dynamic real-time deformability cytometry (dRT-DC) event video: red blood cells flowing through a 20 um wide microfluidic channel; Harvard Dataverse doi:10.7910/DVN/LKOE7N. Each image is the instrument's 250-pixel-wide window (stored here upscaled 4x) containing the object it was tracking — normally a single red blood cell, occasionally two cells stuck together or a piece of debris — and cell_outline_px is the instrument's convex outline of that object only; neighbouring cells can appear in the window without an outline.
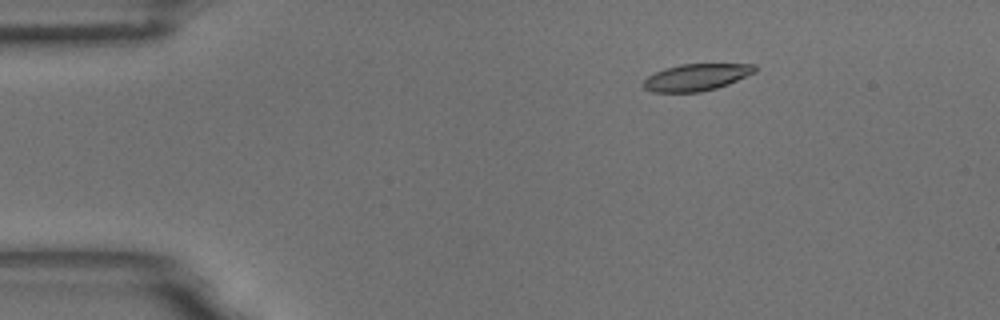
{"species": "common noctule bat (a hibernating species)", "species_latin": "Nyctalus noctula", "temperature_condition": "room temperature", "stored_images_in_passage": 15, "camera_frame_rate_fps": 3000, "um_per_image_px": 0.085, "animal": {"sex": "male", "body_mass_g": 18.8}, "frame": {"image": 1, "passage_image": 3, "time_ms": 0.667, "image_size_px": [1000, 320], "cell_outline_px": [[756, 72], [728, 84], [716, 88], [700, 92], [652, 92], [644, 88], [640, 84], [648, 76], [664, 68], [680, 64], [756, 64]], "centroid_in_image_um": [59.17, 6.57], "position_along_channel_um": 25.8, "area_um2": 17.51}}
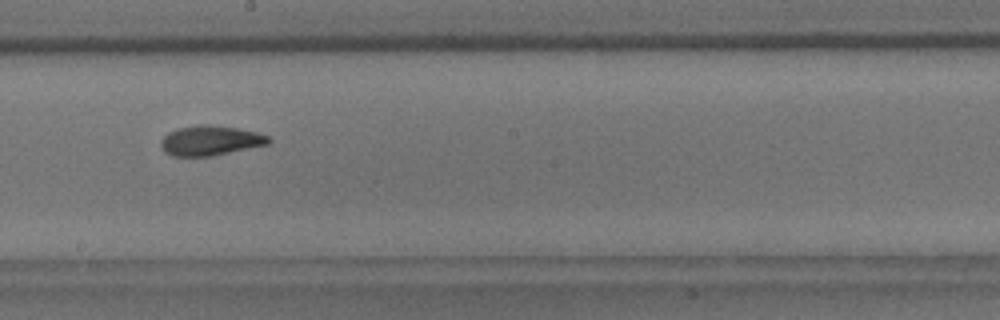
{"frame": {"image": 2, "passage_image": 9, "time_ms": 2.667, "image_size_px": [1000, 320], "cell_outline_px": [[272, 140], [268, 144], [212, 156], [172, 156], [164, 152], [160, 144], [160, 140], [168, 132], [176, 128], [200, 124], [208, 124], [236, 128], [256, 132], [268, 136]], "centroid_in_image_um": [17.84, 11.94], "position_along_channel_um": 230.4, "area_um2": 18.79}}
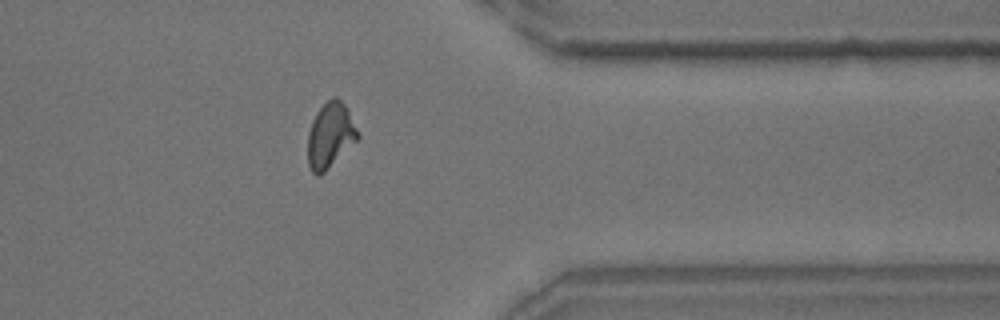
{"frame": {"image": 3, "passage_image": 13, "time_ms": 4.0, "image_size_px": [1000, 320], "cell_outline_px": [[360, 136], [320, 176], [316, 176], [312, 172], [308, 164], [308, 132], [312, 120], [316, 112], [332, 96], [336, 96], [348, 108], [360, 132]], "centroid_in_image_um": [28.07, 11.48], "position_along_channel_um": 383.3, "area_um2": 19.02}}